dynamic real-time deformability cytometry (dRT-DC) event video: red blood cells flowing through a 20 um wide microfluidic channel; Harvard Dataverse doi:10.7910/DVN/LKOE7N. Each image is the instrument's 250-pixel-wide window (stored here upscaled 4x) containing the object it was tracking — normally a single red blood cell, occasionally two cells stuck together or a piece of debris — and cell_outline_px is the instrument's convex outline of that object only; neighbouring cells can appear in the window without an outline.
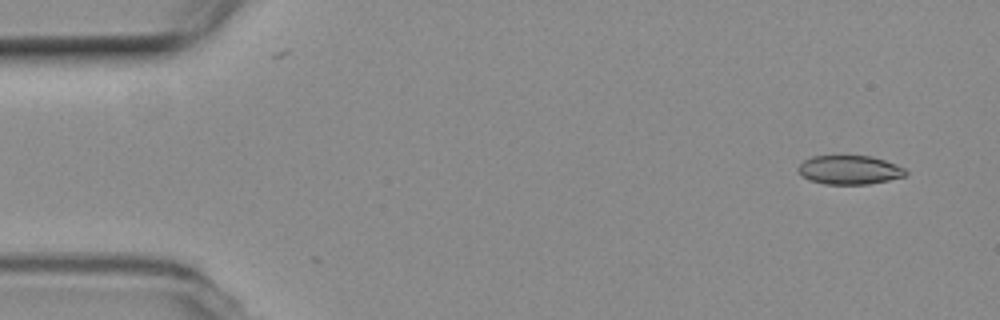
{"species": "common noctule bat (a hibernating species)", "species_latin": "Nyctalus noctula", "temperature_condition": "room temperature", "stored_images_in_passage": 54, "camera_frame_rate_fps": 3000, "um_per_image_px": 0.085, "animal": {"sex": "female", "body_mass_g": 19.3, "forearm_length_mm": 54.1}, "frame": {"image": 1, "passage_image": 4, "time_ms": 1.0, "image_size_px": [1000, 320], "cell_outline_px": [[908, 172], [904, 176], [888, 180], [868, 184], [824, 184], [808, 180], [796, 168], [804, 160], [812, 156], [872, 156], [896, 164], [904, 168]], "centroid_in_image_um": [72.2, 14.44], "position_along_channel_um": 12.8, "area_um2": 18.03}}
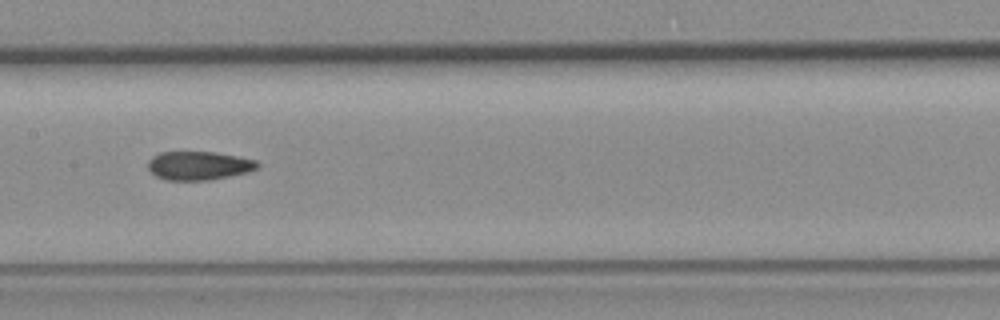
{"frame": {"image": 2, "passage_image": 27, "time_ms": 8.667, "image_size_px": [1000, 320], "cell_outline_px": [[260, 164], [256, 168], [248, 172], [212, 180], [168, 180], [156, 176], [148, 168], [148, 160], [152, 156], [160, 152], [216, 152], [256, 160]], "centroid_in_image_um": [16.89, 14.08], "position_along_channel_um": 190.5, "area_um2": 18.26}}
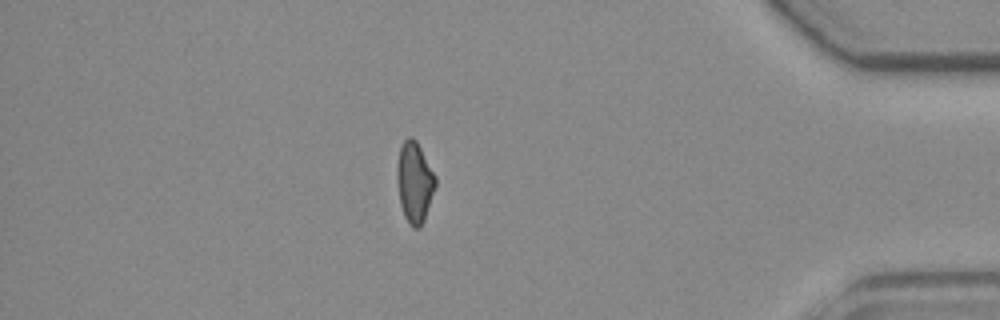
{"frame": {"image": 3, "passage_image": 47, "time_ms": 15.333, "image_size_px": [1000, 320], "cell_outline_px": [[436, 184], [424, 220], [420, 228], [412, 228], [408, 224], [404, 216], [400, 204], [396, 176], [396, 168], [400, 148], [404, 140], [408, 136], [412, 136], [416, 140], [436, 176]], "centroid_in_image_um": [35.22, 15.49], "position_along_channel_um": 400.0, "area_um2": 18.15}, "authors_computed_cell_mechanics": {"area_um2": 18.5538, "velocity_mm_per_s": 3.7883, "shape_relaxation_time_tau1_ms": null, "shape_relaxation_time_tau2_ms": 2.1146, "deformation_change_tau1": null, "deformation_change_tau2": 0.0735}}